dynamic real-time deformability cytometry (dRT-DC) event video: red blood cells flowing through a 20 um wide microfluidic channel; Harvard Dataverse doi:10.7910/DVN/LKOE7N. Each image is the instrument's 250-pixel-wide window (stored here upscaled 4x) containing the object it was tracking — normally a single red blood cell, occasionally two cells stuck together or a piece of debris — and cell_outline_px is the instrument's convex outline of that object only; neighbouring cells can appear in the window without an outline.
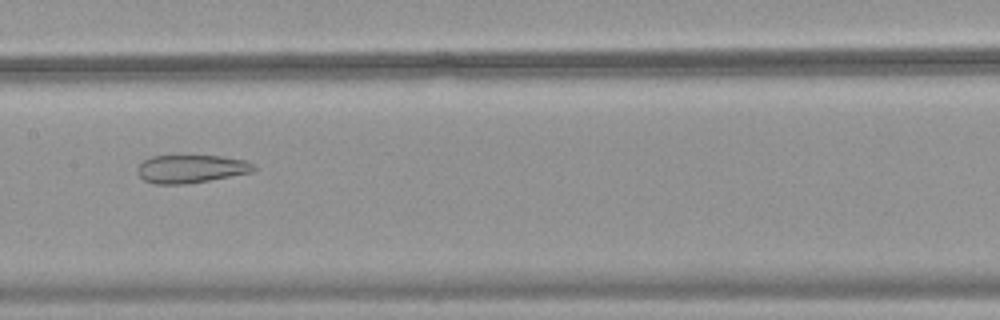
{"species": "common noctule bat (a hibernating species)", "species_latin": "Nyctalus noctula", "temperature_condition": "warm", "stored_images_in_passage": 51, "camera_frame_rate_fps": 3000, "um_per_image_px": 0.085, "animal": {"sex": "female", "body_mass_g": 18.4}, "frame": {"image": 1, "passage_image": 27, "time_ms": 8.667, "image_size_px": [1000, 320], "cell_outline_px": [[256, 168], [252, 172], [208, 180], [184, 184], [152, 184], [144, 180], [140, 176], [136, 168], [144, 160], [152, 156], [220, 156], [248, 160]], "centroid_in_image_um": [16.22, 14.35], "position_along_channel_um": 191.2, "area_um2": 18.9}}
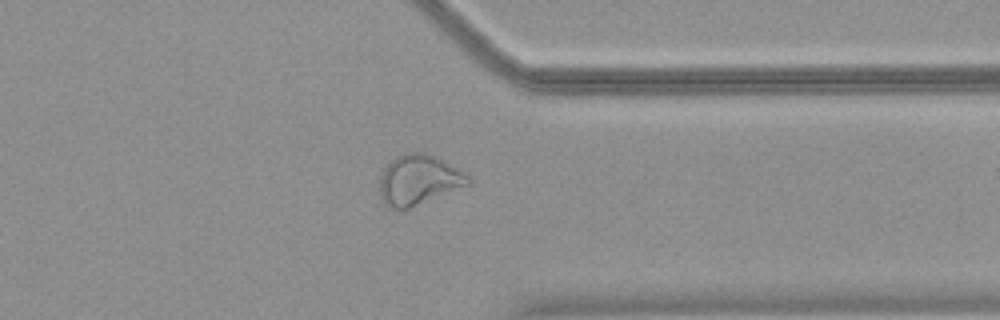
{"frame": {"image": 2, "passage_image": 41, "time_ms": 13.333, "image_size_px": [1000, 320], "cell_outline_px": [[468, 184], [408, 208], [392, 208], [384, 204], [380, 196], [380, 176], [384, 168], [396, 156], [412, 152], [424, 152], [464, 172], [468, 176]], "centroid_in_image_um": [35.51, 15.29], "position_along_channel_um": 375.9, "area_um2": 24.85}}
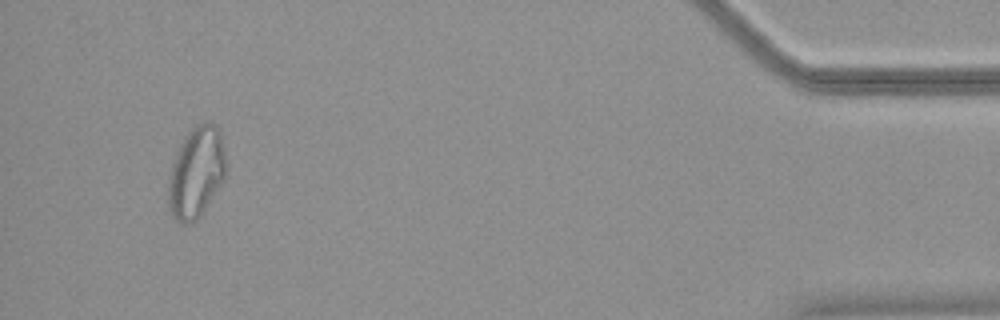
{"frame": {"image": 3, "passage_image": 49, "time_ms": 16.0, "image_size_px": [1000, 320], "cell_outline_px": [[228, 172], [224, 180], [196, 220], [188, 224], [180, 224], [172, 216], [168, 204], [168, 180], [172, 164], [176, 152], [180, 144], [188, 132], [196, 124], [208, 120], [212, 120], [220, 128], [228, 164]], "centroid_in_image_um": [16.72, 14.6], "position_along_channel_um": 418.5, "area_um2": 31.27}}